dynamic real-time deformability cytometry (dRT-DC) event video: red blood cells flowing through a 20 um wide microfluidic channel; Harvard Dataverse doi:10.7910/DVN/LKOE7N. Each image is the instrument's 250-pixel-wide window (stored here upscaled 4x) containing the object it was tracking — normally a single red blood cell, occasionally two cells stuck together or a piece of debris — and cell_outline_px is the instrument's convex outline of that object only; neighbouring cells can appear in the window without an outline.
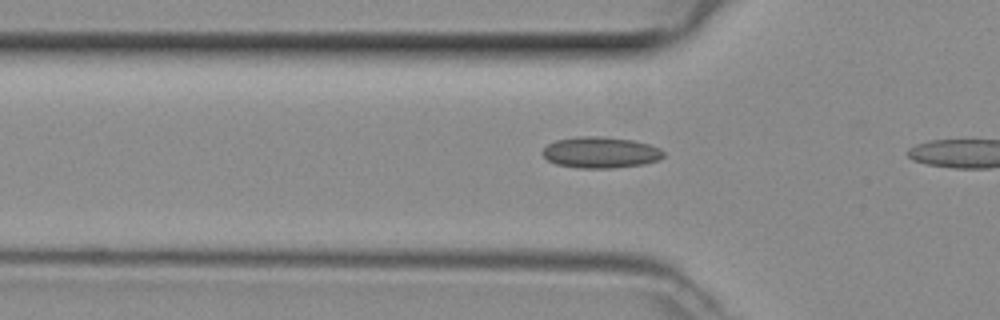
{"species": "common noctule bat (a hibernating species)", "species_latin": "Nyctalus noctula", "temperature_condition": "room temperature", "stored_images_in_passage": 6, "camera_frame_rate_fps": 3000, "um_per_image_px": 0.085, "animal": {"sex": "female", "body_mass_g": 29.2, "forearm_length_mm": 56.3}, "frame": {"image": 1, "passage_image": 5, "time_ms": 1.333, "image_size_px": [1000, 320], "cell_outline_px": [[664, 156], [656, 160], [644, 164], [612, 168], [580, 168], [556, 164], [548, 160], [540, 152], [548, 144], [556, 140], [576, 136], [600, 136], [632, 140], [648, 144], [660, 148], [664, 152]], "centroid_in_image_um": [51.02, 12.95], "position_along_channel_um": 74.8, "area_um2": 21.96}}